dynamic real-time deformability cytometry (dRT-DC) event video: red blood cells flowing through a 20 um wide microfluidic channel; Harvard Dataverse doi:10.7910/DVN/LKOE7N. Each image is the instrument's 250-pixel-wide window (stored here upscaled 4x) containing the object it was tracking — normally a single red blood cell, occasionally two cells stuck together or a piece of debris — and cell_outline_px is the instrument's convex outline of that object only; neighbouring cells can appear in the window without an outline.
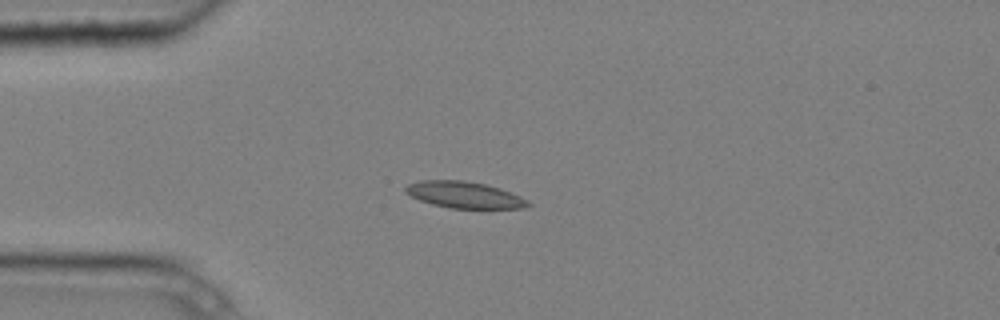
{"species": "common noctule bat (a hibernating species)", "species_latin": "Nyctalus noctula", "temperature_condition": "cold", "stored_images_in_passage": 4, "camera_frame_rate_fps": 3000, "um_per_image_px": 0.085, "animal": {"sex": "male", "body_mass_g": 20.4}, "frame": {"image": 1, "passage_image": 2, "time_ms": 0.333, "image_size_px": [1000, 320], "cell_outline_px": [[532, 204], [524, 208], [448, 208], [432, 204], [420, 200], [404, 192], [404, 188], [408, 184], [420, 180], [464, 180], [484, 184], [500, 188], [520, 196], [528, 200]], "centroid_in_image_um": [39.46, 16.56], "position_along_channel_um": 45.5, "area_um2": 18.9}}
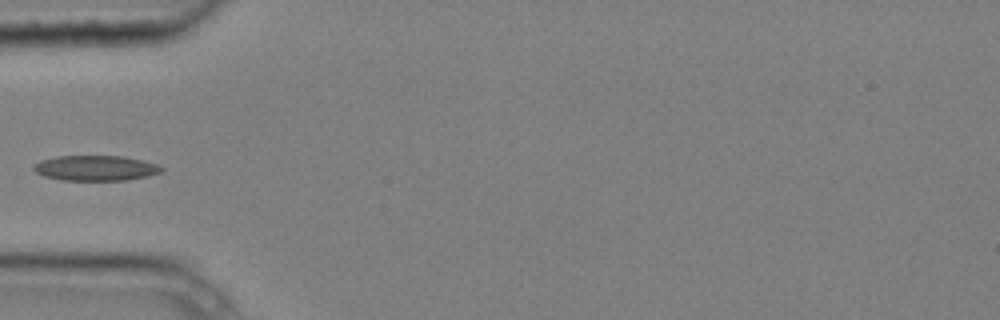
{"frame": {"image": 2, "passage_image": 3, "time_ms": 0.667, "image_size_px": [1000, 320], "cell_outline_px": [[164, 168], [160, 172], [148, 176], [128, 180], [60, 180], [44, 176], [36, 172], [32, 168], [32, 164], [40, 160], [56, 156], [124, 156], [156, 164]], "centroid_in_image_um": [8.08, 14.28], "position_along_channel_um": 76.9, "area_um2": 18.84}}
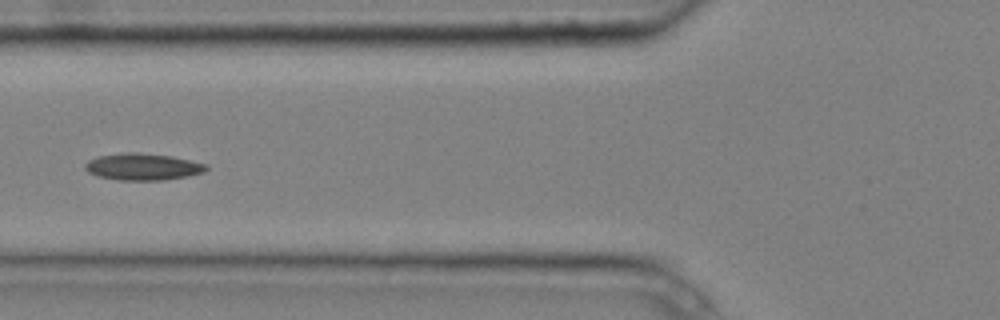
{"frame": {"image": 3, "passage_image": 4, "time_ms": 1.0, "image_size_px": [1000, 320], "cell_outline_px": [[208, 168], [204, 172], [188, 176], [164, 180], [116, 180], [100, 176], [88, 172], [84, 168], [84, 164], [88, 160], [96, 156], [124, 152], [136, 152], [172, 156], [208, 164]], "centroid_in_image_um": [12.13, 14.17], "position_along_channel_um": 113.7, "area_um2": 19.07}}